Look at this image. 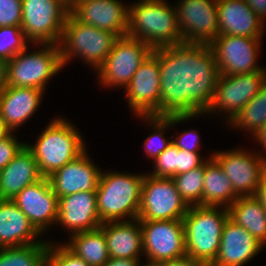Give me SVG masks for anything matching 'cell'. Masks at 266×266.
<instances>
[{"label": "cell", "mask_w": 266, "mask_h": 266, "mask_svg": "<svg viewBox=\"0 0 266 266\" xmlns=\"http://www.w3.org/2000/svg\"><path fill=\"white\" fill-rule=\"evenodd\" d=\"M22 0H0V27H21Z\"/></svg>", "instance_id": "obj_37"}, {"label": "cell", "mask_w": 266, "mask_h": 266, "mask_svg": "<svg viewBox=\"0 0 266 266\" xmlns=\"http://www.w3.org/2000/svg\"><path fill=\"white\" fill-rule=\"evenodd\" d=\"M11 131L0 140V171L4 169L12 159L20 152L26 143H19Z\"/></svg>", "instance_id": "obj_38"}, {"label": "cell", "mask_w": 266, "mask_h": 266, "mask_svg": "<svg viewBox=\"0 0 266 266\" xmlns=\"http://www.w3.org/2000/svg\"><path fill=\"white\" fill-rule=\"evenodd\" d=\"M223 208L189 206L183 217L186 255L203 266H211L216 259L223 226L229 218L228 208Z\"/></svg>", "instance_id": "obj_3"}, {"label": "cell", "mask_w": 266, "mask_h": 266, "mask_svg": "<svg viewBox=\"0 0 266 266\" xmlns=\"http://www.w3.org/2000/svg\"><path fill=\"white\" fill-rule=\"evenodd\" d=\"M166 0H139L129 5L127 36L147 43L153 50L183 43L176 9Z\"/></svg>", "instance_id": "obj_2"}, {"label": "cell", "mask_w": 266, "mask_h": 266, "mask_svg": "<svg viewBox=\"0 0 266 266\" xmlns=\"http://www.w3.org/2000/svg\"><path fill=\"white\" fill-rule=\"evenodd\" d=\"M231 181L238 197L255 196L266 167V158L245 150L220 151L212 154Z\"/></svg>", "instance_id": "obj_15"}, {"label": "cell", "mask_w": 266, "mask_h": 266, "mask_svg": "<svg viewBox=\"0 0 266 266\" xmlns=\"http://www.w3.org/2000/svg\"><path fill=\"white\" fill-rule=\"evenodd\" d=\"M70 13L79 21L107 30L118 37L127 35L129 6L118 0H74Z\"/></svg>", "instance_id": "obj_18"}, {"label": "cell", "mask_w": 266, "mask_h": 266, "mask_svg": "<svg viewBox=\"0 0 266 266\" xmlns=\"http://www.w3.org/2000/svg\"><path fill=\"white\" fill-rule=\"evenodd\" d=\"M38 51H23L6 62L7 86L45 90L46 83L56 75L63 64L59 45L43 44Z\"/></svg>", "instance_id": "obj_7"}, {"label": "cell", "mask_w": 266, "mask_h": 266, "mask_svg": "<svg viewBox=\"0 0 266 266\" xmlns=\"http://www.w3.org/2000/svg\"><path fill=\"white\" fill-rule=\"evenodd\" d=\"M101 172L85 150L76 159L52 173L48 179L52 190L60 198L78 192H96Z\"/></svg>", "instance_id": "obj_19"}, {"label": "cell", "mask_w": 266, "mask_h": 266, "mask_svg": "<svg viewBox=\"0 0 266 266\" xmlns=\"http://www.w3.org/2000/svg\"><path fill=\"white\" fill-rule=\"evenodd\" d=\"M144 177L145 174L101 172L96 202L102 223L123 221L125 217L138 219Z\"/></svg>", "instance_id": "obj_4"}, {"label": "cell", "mask_w": 266, "mask_h": 266, "mask_svg": "<svg viewBox=\"0 0 266 266\" xmlns=\"http://www.w3.org/2000/svg\"><path fill=\"white\" fill-rule=\"evenodd\" d=\"M237 199L231 181L220 164L211 156L205 162L202 206L228 208Z\"/></svg>", "instance_id": "obj_27"}, {"label": "cell", "mask_w": 266, "mask_h": 266, "mask_svg": "<svg viewBox=\"0 0 266 266\" xmlns=\"http://www.w3.org/2000/svg\"><path fill=\"white\" fill-rule=\"evenodd\" d=\"M266 82V69L239 75H219L214 96L205 114L226 111L231 121L260 91Z\"/></svg>", "instance_id": "obj_12"}, {"label": "cell", "mask_w": 266, "mask_h": 266, "mask_svg": "<svg viewBox=\"0 0 266 266\" xmlns=\"http://www.w3.org/2000/svg\"><path fill=\"white\" fill-rule=\"evenodd\" d=\"M260 38L218 35L209 45L214 52L219 75L253 73L263 68L256 61Z\"/></svg>", "instance_id": "obj_13"}, {"label": "cell", "mask_w": 266, "mask_h": 266, "mask_svg": "<svg viewBox=\"0 0 266 266\" xmlns=\"http://www.w3.org/2000/svg\"><path fill=\"white\" fill-rule=\"evenodd\" d=\"M118 38L110 31L77 20L69 12L59 43L63 67L75 55L74 57H81L97 70L104 63Z\"/></svg>", "instance_id": "obj_6"}, {"label": "cell", "mask_w": 266, "mask_h": 266, "mask_svg": "<svg viewBox=\"0 0 266 266\" xmlns=\"http://www.w3.org/2000/svg\"><path fill=\"white\" fill-rule=\"evenodd\" d=\"M140 264L141 263L139 262L137 266H142ZM144 266H162V263L148 261Z\"/></svg>", "instance_id": "obj_48"}, {"label": "cell", "mask_w": 266, "mask_h": 266, "mask_svg": "<svg viewBox=\"0 0 266 266\" xmlns=\"http://www.w3.org/2000/svg\"><path fill=\"white\" fill-rule=\"evenodd\" d=\"M199 152H190L179 149L177 155V175L202 166L207 160H202Z\"/></svg>", "instance_id": "obj_39"}, {"label": "cell", "mask_w": 266, "mask_h": 266, "mask_svg": "<svg viewBox=\"0 0 266 266\" xmlns=\"http://www.w3.org/2000/svg\"><path fill=\"white\" fill-rule=\"evenodd\" d=\"M152 50L141 40L127 35L119 37L104 63L97 70L101 85L126 88L133 74Z\"/></svg>", "instance_id": "obj_10"}, {"label": "cell", "mask_w": 266, "mask_h": 266, "mask_svg": "<svg viewBox=\"0 0 266 266\" xmlns=\"http://www.w3.org/2000/svg\"><path fill=\"white\" fill-rule=\"evenodd\" d=\"M218 0H181L174 6L183 43L210 44L218 36Z\"/></svg>", "instance_id": "obj_14"}, {"label": "cell", "mask_w": 266, "mask_h": 266, "mask_svg": "<svg viewBox=\"0 0 266 266\" xmlns=\"http://www.w3.org/2000/svg\"><path fill=\"white\" fill-rule=\"evenodd\" d=\"M263 249L246 229L231 219L224 223L219 250L211 266H243Z\"/></svg>", "instance_id": "obj_21"}, {"label": "cell", "mask_w": 266, "mask_h": 266, "mask_svg": "<svg viewBox=\"0 0 266 266\" xmlns=\"http://www.w3.org/2000/svg\"><path fill=\"white\" fill-rule=\"evenodd\" d=\"M247 5L264 22L266 19V0H245Z\"/></svg>", "instance_id": "obj_41"}, {"label": "cell", "mask_w": 266, "mask_h": 266, "mask_svg": "<svg viewBox=\"0 0 266 266\" xmlns=\"http://www.w3.org/2000/svg\"><path fill=\"white\" fill-rule=\"evenodd\" d=\"M47 252V266H90L83 259L76 256L64 244H51Z\"/></svg>", "instance_id": "obj_36"}, {"label": "cell", "mask_w": 266, "mask_h": 266, "mask_svg": "<svg viewBox=\"0 0 266 266\" xmlns=\"http://www.w3.org/2000/svg\"><path fill=\"white\" fill-rule=\"evenodd\" d=\"M28 41L21 27H0V59L11 60L16 54L27 47Z\"/></svg>", "instance_id": "obj_34"}, {"label": "cell", "mask_w": 266, "mask_h": 266, "mask_svg": "<svg viewBox=\"0 0 266 266\" xmlns=\"http://www.w3.org/2000/svg\"><path fill=\"white\" fill-rule=\"evenodd\" d=\"M266 122V82L260 91L237 113L228 123L230 125L250 131L252 136Z\"/></svg>", "instance_id": "obj_32"}, {"label": "cell", "mask_w": 266, "mask_h": 266, "mask_svg": "<svg viewBox=\"0 0 266 266\" xmlns=\"http://www.w3.org/2000/svg\"><path fill=\"white\" fill-rule=\"evenodd\" d=\"M143 254L147 261L161 263L186 256L183 219L140 220Z\"/></svg>", "instance_id": "obj_11"}, {"label": "cell", "mask_w": 266, "mask_h": 266, "mask_svg": "<svg viewBox=\"0 0 266 266\" xmlns=\"http://www.w3.org/2000/svg\"><path fill=\"white\" fill-rule=\"evenodd\" d=\"M39 235L13 200H0V248L38 243Z\"/></svg>", "instance_id": "obj_26"}, {"label": "cell", "mask_w": 266, "mask_h": 266, "mask_svg": "<svg viewBox=\"0 0 266 266\" xmlns=\"http://www.w3.org/2000/svg\"><path fill=\"white\" fill-rule=\"evenodd\" d=\"M188 208L172 178L145 175L138 211L139 220L183 219Z\"/></svg>", "instance_id": "obj_9"}, {"label": "cell", "mask_w": 266, "mask_h": 266, "mask_svg": "<svg viewBox=\"0 0 266 266\" xmlns=\"http://www.w3.org/2000/svg\"><path fill=\"white\" fill-rule=\"evenodd\" d=\"M255 196L261 201L262 206L266 210V167L262 172L259 187L257 188Z\"/></svg>", "instance_id": "obj_43"}, {"label": "cell", "mask_w": 266, "mask_h": 266, "mask_svg": "<svg viewBox=\"0 0 266 266\" xmlns=\"http://www.w3.org/2000/svg\"><path fill=\"white\" fill-rule=\"evenodd\" d=\"M45 242L0 248V266H47L49 243Z\"/></svg>", "instance_id": "obj_30"}, {"label": "cell", "mask_w": 266, "mask_h": 266, "mask_svg": "<svg viewBox=\"0 0 266 266\" xmlns=\"http://www.w3.org/2000/svg\"><path fill=\"white\" fill-rule=\"evenodd\" d=\"M205 163L188 172L175 175L177 190L188 206H202Z\"/></svg>", "instance_id": "obj_33"}, {"label": "cell", "mask_w": 266, "mask_h": 266, "mask_svg": "<svg viewBox=\"0 0 266 266\" xmlns=\"http://www.w3.org/2000/svg\"><path fill=\"white\" fill-rule=\"evenodd\" d=\"M141 259L109 258L104 266H137Z\"/></svg>", "instance_id": "obj_44"}, {"label": "cell", "mask_w": 266, "mask_h": 266, "mask_svg": "<svg viewBox=\"0 0 266 266\" xmlns=\"http://www.w3.org/2000/svg\"><path fill=\"white\" fill-rule=\"evenodd\" d=\"M218 35L261 38L265 23L245 0H218Z\"/></svg>", "instance_id": "obj_22"}, {"label": "cell", "mask_w": 266, "mask_h": 266, "mask_svg": "<svg viewBox=\"0 0 266 266\" xmlns=\"http://www.w3.org/2000/svg\"><path fill=\"white\" fill-rule=\"evenodd\" d=\"M70 8L60 0H22L21 28L30 43L59 45Z\"/></svg>", "instance_id": "obj_8"}, {"label": "cell", "mask_w": 266, "mask_h": 266, "mask_svg": "<svg viewBox=\"0 0 266 266\" xmlns=\"http://www.w3.org/2000/svg\"><path fill=\"white\" fill-rule=\"evenodd\" d=\"M161 263L162 266H203L201 263L193 260L187 255L178 259L163 261Z\"/></svg>", "instance_id": "obj_42"}, {"label": "cell", "mask_w": 266, "mask_h": 266, "mask_svg": "<svg viewBox=\"0 0 266 266\" xmlns=\"http://www.w3.org/2000/svg\"><path fill=\"white\" fill-rule=\"evenodd\" d=\"M229 219L246 229L263 246L266 244V210L256 196L238 197L228 207Z\"/></svg>", "instance_id": "obj_28"}, {"label": "cell", "mask_w": 266, "mask_h": 266, "mask_svg": "<svg viewBox=\"0 0 266 266\" xmlns=\"http://www.w3.org/2000/svg\"><path fill=\"white\" fill-rule=\"evenodd\" d=\"M65 3L69 8L72 6L74 0H60Z\"/></svg>", "instance_id": "obj_49"}, {"label": "cell", "mask_w": 266, "mask_h": 266, "mask_svg": "<svg viewBox=\"0 0 266 266\" xmlns=\"http://www.w3.org/2000/svg\"><path fill=\"white\" fill-rule=\"evenodd\" d=\"M200 137L197 135V131H184L182 134L172 139V143L177 146L179 149L187 150L190 152H199L198 149L200 147ZM190 141V142H189Z\"/></svg>", "instance_id": "obj_40"}, {"label": "cell", "mask_w": 266, "mask_h": 266, "mask_svg": "<svg viewBox=\"0 0 266 266\" xmlns=\"http://www.w3.org/2000/svg\"><path fill=\"white\" fill-rule=\"evenodd\" d=\"M11 130L5 125V123L0 118V140L5 138Z\"/></svg>", "instance_id": "obj_47"}, {"label": "cell", "mask_w": 266, "mask_h": 266, "mask_svg": "<svg viewBox=\"0 0 266 266\" xmlns=\"http://www.w3.org/2000/svg\"><path fill=\"white\" fill-rule=\"evenodd\" d=\"M45 91L38 88L7 86L0 94V118L11 130H16L39 107Z\"/></svg>", "instance_id": "obj_24"}, {"label": "cell", "mask_w": 266, "mask_h": 266, "mask_svg": "<svg viewBox=\"0 0 266 266\" xmlns=\"http://www.w3.org/2000/svg\"><path fill=\"white\" fill-rule=\"evenodd\" d=\"M12 200L40 234L57 222L59 198L52 190L48 177L26 186Z\"/></svg>", "instance_id": "obj_17"}, {"label": "cell", "mask_w": 266, "mask_h": 266, "mask_svg": "<svg viewBox=\"0 0 266 266\" xmlns=\"http://www.w3.org/2000/svg\"><path fill=\"white\" fill-rule=\"evenodd\" d=\"M32 152L24 146L12 161L0 171V200H12L26 186L42 179Z\"/></svg>", "instance_id": "obj_25"}, {"label": "cell", "mask_w": 266, "mask_h": 266, "mask_svg": "<svg viewBox=\"0 0 266 266\" xmlns=\"http://www.w3.org/2000/svg\"><path fill=\"white\" fill-rule=\"evenodd\" d=\"M25 146L32 152L43 177H49L86 150L78 130L60 117L47 125L35 145L26 143Z\"/></svg>", "instance_id": "obj_5"}, {"label": "cell", "mask_w": 266, "mask_h": 266, "mask_svg": "<svg viewBox=\"0 0 266 266\" xmlns=\"http://www.w3.org/2000/svg\"><path fill=\"white\" fill-rule=\"evenodd\" d=\"M111 258L140 259L143 252L140 220L110 221L101 224Z\"/></svg>", "instance_id": "obj_23"}, {"label": "cell", "mask_w": 266, "mask_h": 266, "mask_svg": "<svg viewBox=\"0 0 266 266\" xmlns=\"http://www.w3.org/2000/svg\"><path fill=\"white\" fill-rule=\"evenodd\" d=\"M253 136H254L253 138L258 140L257 143L259 142L265 151L266 150V122Z\"/></svg>", "instance_id": "obj_46"}, {"label": "cell", "mask_w": 266, "mask_h": 266, "mask_svg": "<svg viewBox=\"0 0 266 266\" xmlns=\"http://www.w3.org/2000/svg\"><path fill=\"white\" fill-rule=\"evenodd\" d=\"M57 223L72 234L99 228L102 222L98 216L96 192H78L60 197Z\"/></svg>", "instance_id": "obj_20"}, {"label": "cell", "mask_w": 266, "mask_h": 266, "mask_svg": "<svg viewBox=\"0 0 266 266\" xmlns=\"http://www.w3.org/2000/svg\"><path fill=\"white\" fill-rule=\"evenodd\" d=\"M7 87V66L6 61L0 59V94Z\"/></svg>", "instance_id": "obj_45"}, {"label": "cell", "mask_w": 266, "mask_h": 266, "mask_svg": "<svg viewBox=\"0 0 266 266\" xmlns=\"http://www.w3.org/2000/svg\"><path fill=\"white\" fill-rule=\"evenodd\" d=\"M152 53L160 64V116L204 114L219 77L210 45L180 43Z\"/></svg>", "instance_id": "obj_1"}, {"label": "cell", "mask_w": 266, "mask_h": 266, "mask_svg": "<svg viewBox=\"0 0 266 266\" xmlns=\"http://www.w3.org/2000/svg\"><path fill=\"white\" fill-rule=\"evenodd\" d=\"M198 116H200V114L169 116L140 115V118L148 120L149 124L153 125L156 130L144 141L147 156L155 160L172 143V140L168 141V138L163 137L165 129H168L170 125L179 124L180 122H184L185 120L188 121Z\"/></svg>", "instance_id": "obj_31"}, {"label": "cell", "mask_w": 266, "mask_h": 266, "mask_svg": "<svg viewBox=\"0 0 266 266\" xmlns=\"http://www.w3.org/2000/svg\"><path fill=\"white\" fill-rule=\"evenodd\" d=\"M179 148L171 143L155 160V169L149 174L158 178H173L177 175Z\"/></svg>", "instance_id": "obj_35"}, {"label": "cell", "mask_w": 266, "mask_h": 266, "mask_svg": "<svg viewBox=\"0 0 266 266\" xmlns=\"http://www.w3.org/2000/svg\"><path fill=\"white\" fill-rule=\"evenodd\" d=\"M125 91L134 114L160 116V64L153 53L138 67Z\"/></svg>", "instance_id": "obj_16"}, {"label": "cell", "mask_w": 266, "mask_h": 266, "mask_svg": "<svg viewBox=\"0 0 266 266\" xmlns=\"http://www.w3.org/2000/svg\"><path fill=\"white\" fill-rule=\"evenodd\" d=\"M71 236L70 242L64 245L88 265L104 266L109 260L106 238L100 227L91 231L78 232Z\"/></svg>", "instance_id": "obj_29"}]
</instances>
